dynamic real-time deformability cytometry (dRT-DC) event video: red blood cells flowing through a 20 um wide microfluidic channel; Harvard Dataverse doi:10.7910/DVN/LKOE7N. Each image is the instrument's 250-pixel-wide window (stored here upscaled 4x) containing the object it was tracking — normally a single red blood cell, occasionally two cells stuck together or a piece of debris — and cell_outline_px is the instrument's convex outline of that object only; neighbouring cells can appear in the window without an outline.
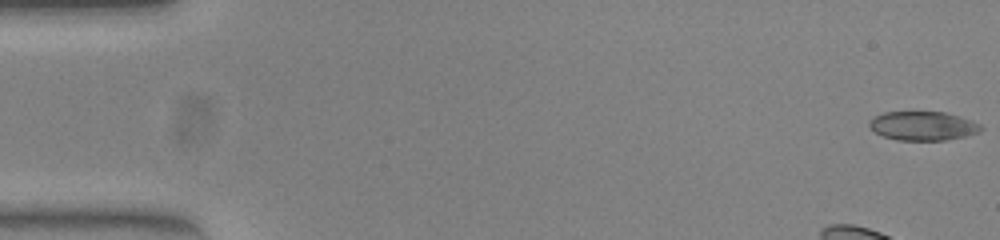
{"species": "common noctule bat (a hibernating species)", "species_latin": "Nyctalus noctula", "temperature_condition": "warm", "stored_images_in_passage": 53, "camera_frame_rate_fps": 3000, "um_per_image_px": 0.085, "animal": {"sex": "female", "body_mass_g": 23.0, "forearm_length_mm": 53.4}, "frame": {"image": 1, "passage_image": 1, "time_ms": 0.0, "image_size_px": [1000, 240], "cell_outline_px": [[984, 128], [980, 132], [964, 136], [944, 140], [896, 140], [884, 136], [876, 132], [868, 124], [868, 120], [884, 112], [944, 112], [972, 120], [980, 124]], "centroid_in_image_um": [78.46, 10.7], "position_along_channel_um": 6.5, "area_um2": 18.73}}
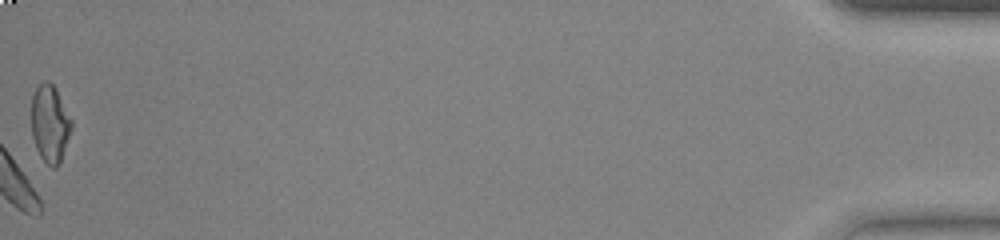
{"frame": {"image": 2, "passage_image": 53, "time_ms": 17.333, "image_size_px": [1000, 240], "cell_outline_px": [[72, 128], [60, 164], [56, 168], [52, 168], [40, 156], [36, 148], [32, 136], [32, 96], [36, 88], [44, 80], [48, 80], [56, 88], [72, 120]], "centroid_in_image_um": [4.26, 10.52], "position_along_channel_um": 430.9, "area_um2": 18.15}, "authors_computed_cell_mechanics": {"area_um2": 17.2244, "velocity_mm_per_s": 3.829, "shape_relaxation_time_tau1_ms": 4.5431, "shape_relaxation_time_tau2_ms": null, "deformation_change_tau1": 0.1364, "deformation_change_tau2": null}}